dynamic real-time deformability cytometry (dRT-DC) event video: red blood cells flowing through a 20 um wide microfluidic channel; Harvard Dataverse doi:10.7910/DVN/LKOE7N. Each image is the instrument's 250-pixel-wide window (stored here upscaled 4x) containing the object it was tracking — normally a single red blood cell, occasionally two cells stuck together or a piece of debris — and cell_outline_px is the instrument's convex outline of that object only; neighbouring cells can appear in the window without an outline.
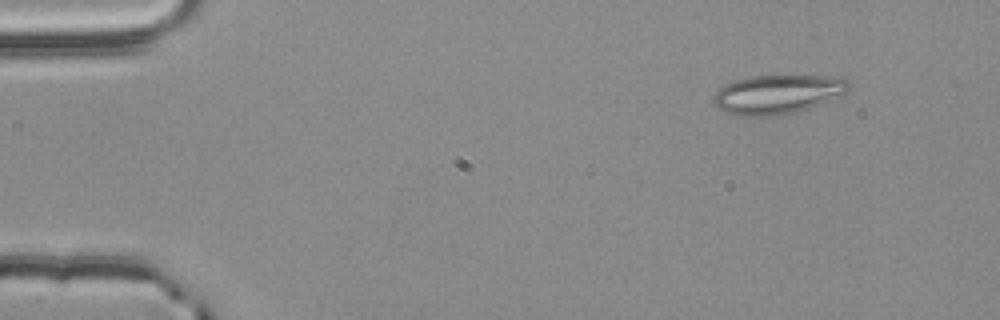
{"species": "common noctule bat (a hibernating species)", "species_latin": "Nyctalus noctula", "temperature_condition": "room temperature", "stored_images_in_passage": 10, "camera_frame_rate_fps": 3000, "um_per_image_px": 0.085, "animal": {"sex": "male", "body_mass_g": 20.4}, "frame": {"image": 1, "passage_image": 1, "time_ms": 0.0, "image_size_px": [1000, 320], "cell_outline_px": [[852, 84], [848, 92], [808, 108], [796, 112], [772, 116], [744, 116], [728, 112], [720, 108], [712, 100], [712, 96], [720, 88], [736, 80], [752, 76], [840, 76], [848, 80]], "centroid_in_image_um": [66.15, 8.0], "position_along_channel_um": 18.9, "area_um2": 30.52}}